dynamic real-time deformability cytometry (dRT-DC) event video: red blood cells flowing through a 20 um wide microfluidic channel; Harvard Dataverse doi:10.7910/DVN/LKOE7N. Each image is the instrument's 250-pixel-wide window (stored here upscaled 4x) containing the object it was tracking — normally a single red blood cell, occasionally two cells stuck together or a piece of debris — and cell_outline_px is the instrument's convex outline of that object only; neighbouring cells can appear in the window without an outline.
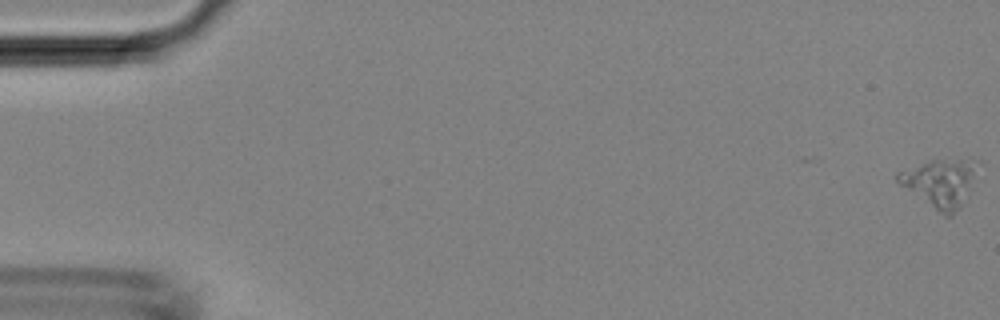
{"species": "Egyptian fruit bat (a non-hibernating species)", "species_latin": "Rousettus aegyptiacus", "temperature_condition": "room temperature", "stored_images_in_passage": 44, "camera_frame_rate_fps": 3000, "um_per_image_px": 0.085, "animal": {"sex": "female"}, "frame": {"image": 1, "passage_image": 1, "time_ms": 0.0, "image_size_px": [1000, 320], "cell_outline_px": [[980, 164], [960, 204], [952, 216], [944, 216], [900, 184], [896, 180], [896, 172], [928, 160], [980, 160]], "centroid_in_image_um": [79.88, 15.51], "position_along_channel_um": 5.1, "area_um2": 21.56}}
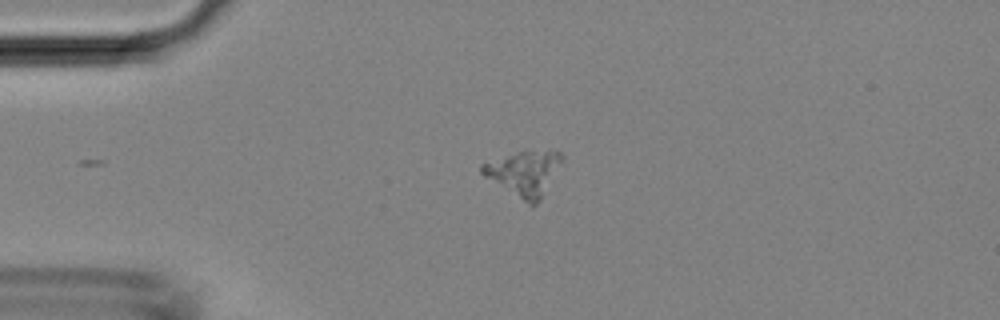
{"frame": {"image": 2, "passage_image": 12, "time_ms": 3.667, "image_size_px": [1000, 320], "cell_outline_px": [[564, 156], [540, 200], [532, 208], [484, 176], [480, 172], [480, 164], [516, 152], [556, 148]], "centroid_in_image_um": [44.55, 14.71], "position_along_channel_um": 40.4, "area_um2": 21.04}}
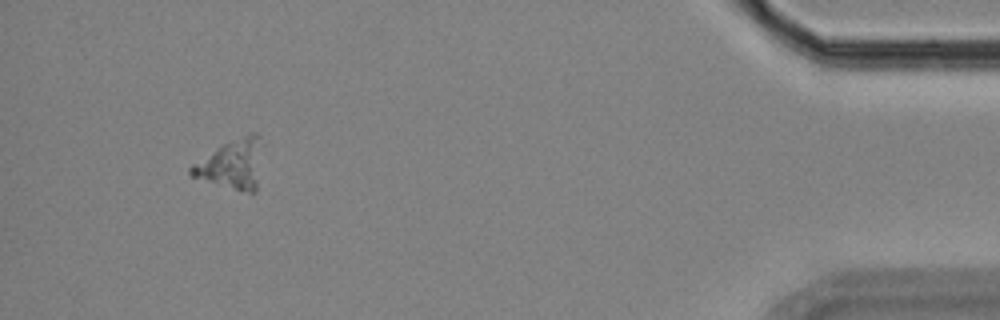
{"frame": {"image": 3, "passage_image": 44, "time_ms": 14.333, "image_size_px": [1000, 320], "cell_outline_px": [[264, 144], [256, 192], [240, 192], [192, 176], [188, 172], [188, 168], [192, 164], [224, 144], [248, 132], [256, 132], [260, 136]], "centroid_in_image_um": [19.79, 13.94], "position_along_channel_um": 415.4, "area_um2": 20.87}}